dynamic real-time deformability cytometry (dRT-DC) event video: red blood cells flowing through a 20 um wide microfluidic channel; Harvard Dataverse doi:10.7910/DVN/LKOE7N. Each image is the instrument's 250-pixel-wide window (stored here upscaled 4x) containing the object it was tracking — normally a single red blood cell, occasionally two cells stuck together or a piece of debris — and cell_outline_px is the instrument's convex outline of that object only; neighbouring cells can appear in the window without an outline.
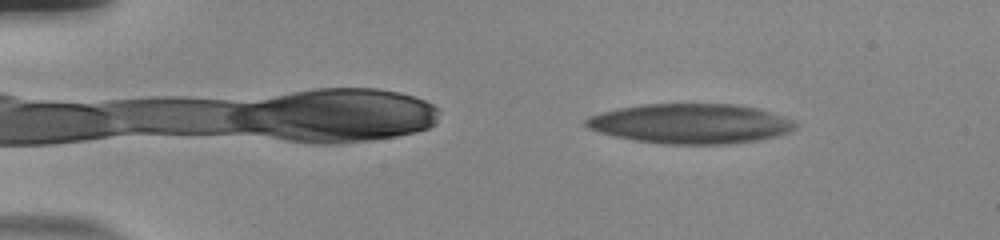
{"species": "human", "species_latin": "Homo sapiens", "temperature_condition": "room temperature", "stored_images_in_passage": 56, "camera_frame_rate_fps": 3000, "um_per_image_px": 0.085, "donor": {"sex": "male"}, "frame": {"image": 1, "passage_image": 8, "time_ms": 2.333, "image_size_px": [1000, 240], "cell_outline_px": [[796, 128], [788, 132], [776, 136], [760, 140], [728, 144], [664, 144], [636, 140], [616, 136], [600, 132], [588, 128], [584, 124], [584, 120], [588, 116], [600, 112], [620, 108], [644, 104], [736, 104], [756, 108], [772, 112], [796, 120]], "centroid_in_image_um": [58.73, 10.51], "position_along_channel_um": 26.3, "area_um2": 48.73}}
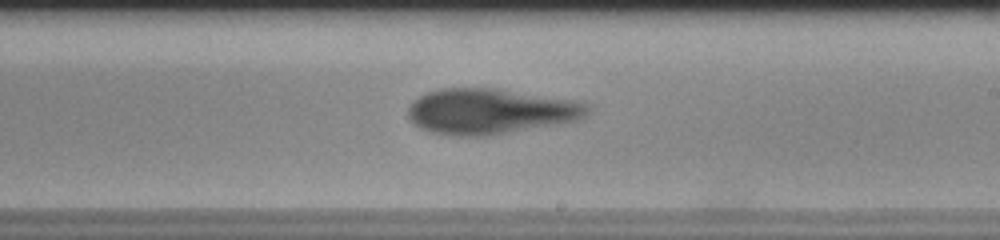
{"frame": {"image": 2, "passage_image": 34, "time_ms": 11.0, "image_size_px": [1000, 240], "cell_outline_px": [[588, 112], [584, 116], [576, 120], [488, 136], [456, 136], [432, 132], [420, 128], [412, 124], [408, 116], [408, 108], [412, 100], [428, 92], [440, 88], [496, 88], [568, 100], [588, 104]], "centroid_in_image_um": [41.56, 9.47], "position_along_channel_um": 247.4, "area_um2": 47.05}}
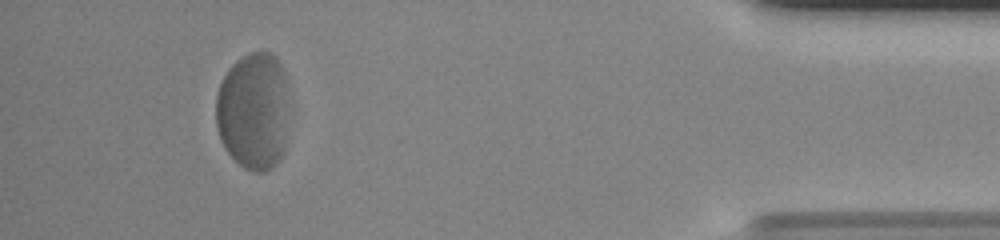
{"frame": {"image": 3, "passage_image": 52, "time_ms": 17.0, "image_size_px": [1000, 240], "cell_outline_px": [[288, 112], [284, 152], [276, 164], [264, 172], [252, 172], [244, 168], [224, 148], [220, 140], [216, 128], [216, 96], [220, 84], [228, 68], [236, 60], [248, 52], [268, 52], [280, 64], [284, 72], [288, 108]], "centroid_in_image_um": [21.53, 9.46], "position_along_channel_um": 413.7, "area_um2": 50.46}, "authors_computed_cell_mechanics": {"area_um2": 48.7543, "velocity_mm_per_s": 3.6208, "shape_relaxation_time_tau1_ms": null, "shape_relaxation_time_tau2_ms": 0.878, "deformation_change_tau1": null, "deformation_change_tau2": 0.075}}